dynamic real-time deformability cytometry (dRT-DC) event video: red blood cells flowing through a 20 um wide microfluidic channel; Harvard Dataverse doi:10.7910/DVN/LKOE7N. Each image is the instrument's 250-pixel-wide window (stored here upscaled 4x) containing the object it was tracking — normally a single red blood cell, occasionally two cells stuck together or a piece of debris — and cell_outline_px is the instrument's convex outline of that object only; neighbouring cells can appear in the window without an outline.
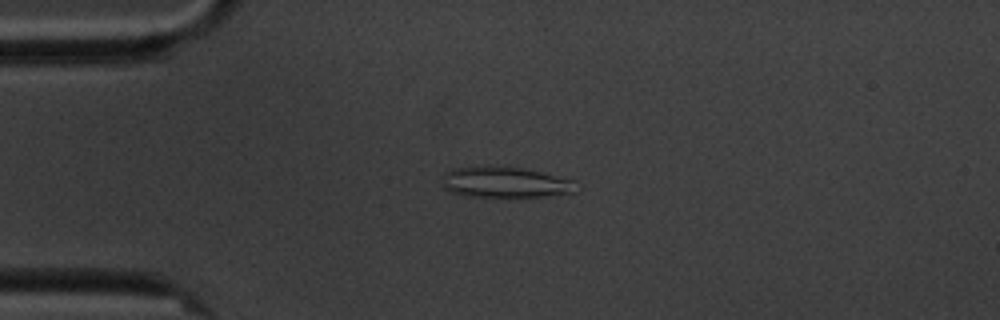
{"species": "common noctule bat (a hibernating species)", "species_latin": "Nyctalus noctula", "temperature_condition": "cold", "stored_images_in_passage": 5, "camera_frame_rate_fps": 3000, "um_per_image_px": 0.085, "animal": {"sex": "male", "body_mass_g": 20.1, "forearm_length_mm": 53.5}, "frame": {"image": 1, "passage_image": 4, "time_ms": 3.667, "image_size_px": [1000, 320], "cell_outline_px": [[576, 180], [572, 192], [544, 196], [464, 196], [448, 192], [444, 188], [444, 172], [452, 168], [488, 164], [524, 168]], "centroid_in_image_um": [42.86, 15.45], "position_along_channel_um": 42.1, "area_um2": 24.28}}